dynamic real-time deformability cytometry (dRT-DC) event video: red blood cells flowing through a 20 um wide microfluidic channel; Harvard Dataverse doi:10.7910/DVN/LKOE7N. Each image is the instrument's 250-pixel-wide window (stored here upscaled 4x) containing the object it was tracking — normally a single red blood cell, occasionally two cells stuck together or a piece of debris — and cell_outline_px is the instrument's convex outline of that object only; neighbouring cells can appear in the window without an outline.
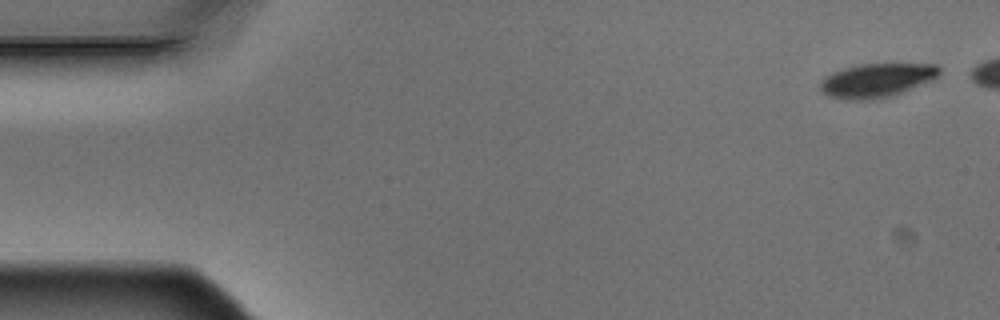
{"species": "Egyptian fruit bat (a non-hibernating species)", "species_latin": "Rousettus aegyptiacus", "temperature_condition": "warm", "stored_images_in_passage": 5, "camera_frame_rate_fps": 3000, "um_per_image_px": 0.085, "animal": {"sex": "male"}, "frame": {"image": 1, "passage_image": 1, "time_ms": 0.0, "image_size_px": [1000, 320], "cell_outline_px": [[940, 72], [932, 80], [892, 96], [868, 100], [848, 100], [828, 96], [820, 88], [820, 80], [824, 76], [832, 72], [844, 68], [860, 64], [936, 64], [940, 68]], "centroid_in_image_um": [74.49, 6.83], "position_along_channel_um": 10.5, "area_um2": 23.47}}